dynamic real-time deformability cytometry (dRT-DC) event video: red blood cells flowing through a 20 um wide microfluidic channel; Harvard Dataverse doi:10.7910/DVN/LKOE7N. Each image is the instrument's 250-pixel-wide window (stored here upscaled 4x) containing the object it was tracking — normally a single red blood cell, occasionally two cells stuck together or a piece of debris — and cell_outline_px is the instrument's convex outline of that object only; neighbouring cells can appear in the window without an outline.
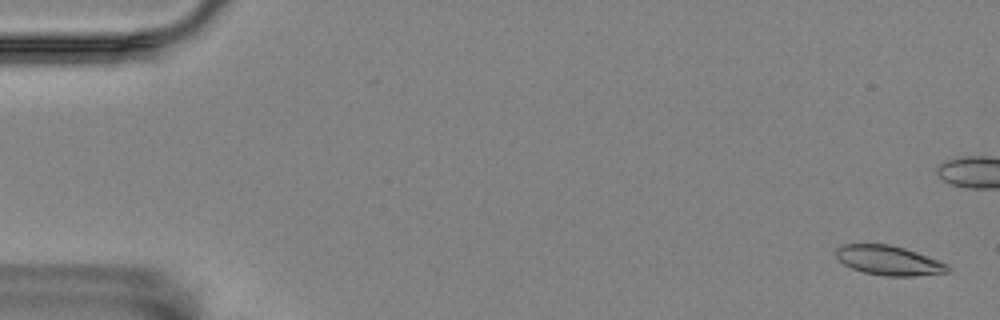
{"species": "Egyptian fruit bat (a non-hibernating species)", "species_latin": "Rousettus aegyptiacus", "temperature_condition": "room temperature", "stored_images_in_passage": 11, "camera_frame_rate_fps": 3000, "um_per_image_px": 0.085, "animal": {"sex": "female"}, "frame": {"image": 1, "passage_image": 1, "time_ms": 0.0, "image_size_px": [1000, 320], "cell_outline_px": [[952, 268], [948, 272], [916, 276], [884, 276], [864, 272], [852, 268], [844, 264], [836, 256], [836, 248], [840, 244], [892, 244], [916, 252], [948, 264]], "centroid_in_image_um": [75.55, 22.13], "position_along_channel_um": 9.4, "area_um2": 19.25}}
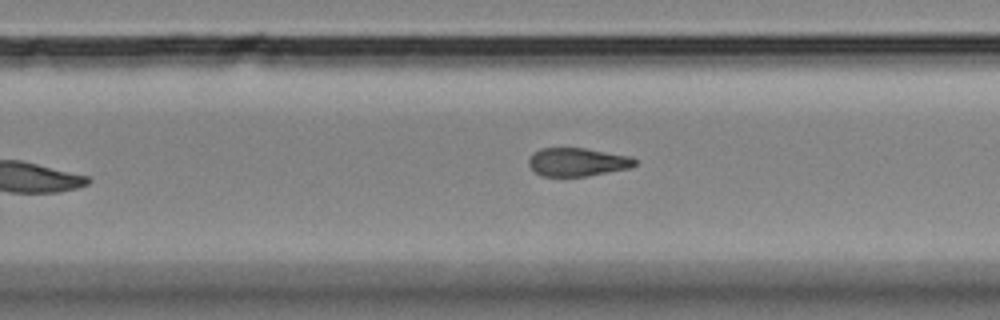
{"frame": {"image": 2, "passage_image": 11, "time_ms": 3.333, "image_size_px": [1000, 320], "cell_outline_px": [[636, 164], [632, 168], [588, 176], [544, 176], [536, 172], [528, 164], [528, 160], [532, 152], [540, 148], [584, 148], [632, 156], [636, 160]], "centroid_in_image_um": [49.1, 13.77], "position_along_channel_um": 280.7, "area_um2": 17.69}}